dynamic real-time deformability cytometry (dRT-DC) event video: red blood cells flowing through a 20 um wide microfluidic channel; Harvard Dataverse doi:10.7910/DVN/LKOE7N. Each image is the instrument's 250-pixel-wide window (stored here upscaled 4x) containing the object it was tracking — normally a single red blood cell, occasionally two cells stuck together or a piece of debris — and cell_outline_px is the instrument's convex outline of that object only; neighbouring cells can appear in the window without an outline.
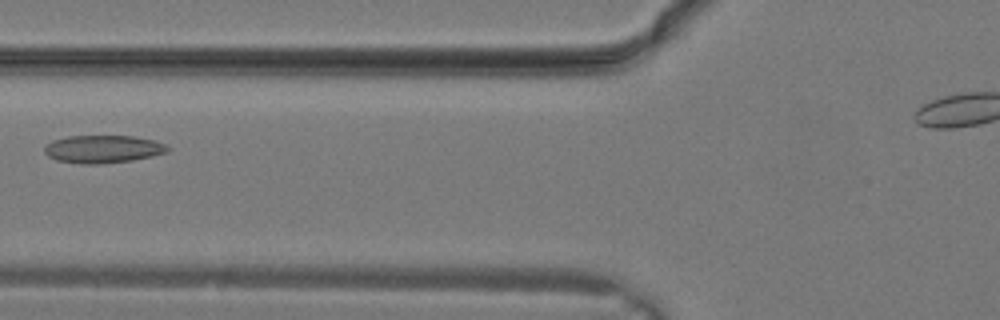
{"species": "common noctule bat (a hibernating species)", "species_latin": "Nyctalus noctula", "temperature_condition": "warm", "stored_images_in_passage": 4, "camera_frame_rate_fps": 3000, "um_per_image_px": 0.085, "animal": {"sex": "male", "body_mass_g": 19.2, "forearm_length_mm": 51.8}, "frame": {"image": 1, "passage_image": 3, "time_ms": 0.667, "image_size_px": [1000, 320], "cell_outline_px": [[168, 152], [152, 156], [132, 160], [100, 164], [80, 164], [56, 160], [48, 156], [44, 152], [44, 148], [52, 140], [68, 136], [132, 136], [152, 140], [164, 144], [168, 148]], "centroid_in_image_um": [8.71, 12.68], "position_along_channel_um": 117.1, "area_um2": 19.83}}